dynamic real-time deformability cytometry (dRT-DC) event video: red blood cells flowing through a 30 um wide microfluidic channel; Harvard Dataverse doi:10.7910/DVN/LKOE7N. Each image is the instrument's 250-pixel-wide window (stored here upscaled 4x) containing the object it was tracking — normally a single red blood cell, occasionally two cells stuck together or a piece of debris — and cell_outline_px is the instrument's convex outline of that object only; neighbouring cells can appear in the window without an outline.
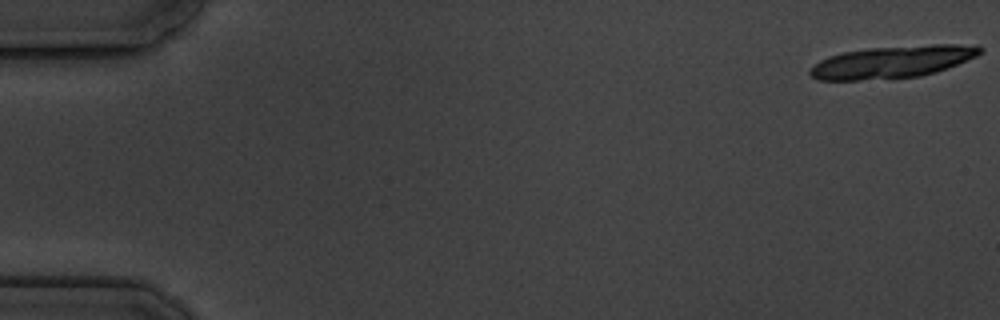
{"species": "common noctule bat (a hibernating species)", "species_latin": "Nyctalus noctula", "temperature_condition": "cold", "stored_images_in_passage": 7, "camera_frame_rate_fps": 3000, "um_per_image_px": 0.085, "animal": {"sex": "male", "body_mass_g": 19.5, "forearm_length_mm": 54.6}, "frame": {"image": 1, "passage_image": 1, "time_ms": 0.0, "image_size_px": [1000, 320], "cell_outline_px": [[984, 48], [976, 56], [948, 68], [936, 72], [920, 76], [860, 80], [816, 80], [808, 72], [808, 68], [820, 60], [828, 56], [844, 52], [868, 48], [932, 44], [980, 44]], "centroid_in_image_um": [75.86, 5.25], "position_along_channel_um": 9.1, "area_um2": 32.14}}
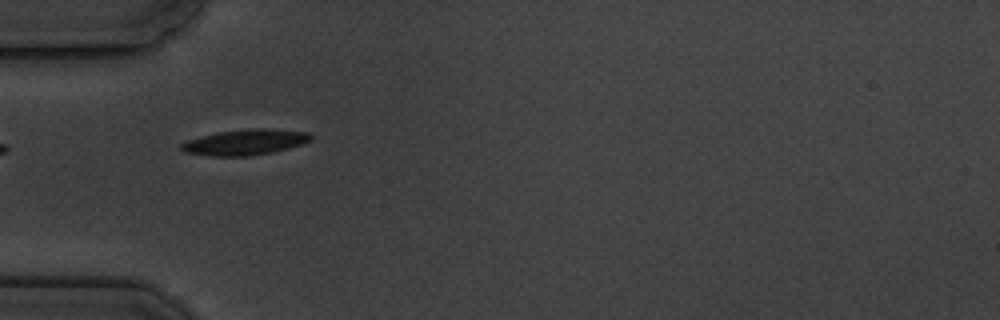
{"frame": {"image": 2, "passage_image": 6, "time_ms": 6.0, "image_size_px": [1000, 320], "cell_outline_px": [[312, 140], [288, 148], [272, 152], [248, 156], [212, 156], [184, 152], [180, 148], [180, 144], [188, 140], [220, 132], [248, 128], [268, 128], [308, 132], [312, 136]], "centroid_in_image_um": [20.85, 12.08], "position_along_channel_um": 64.1, "area_um2": 19.19}}